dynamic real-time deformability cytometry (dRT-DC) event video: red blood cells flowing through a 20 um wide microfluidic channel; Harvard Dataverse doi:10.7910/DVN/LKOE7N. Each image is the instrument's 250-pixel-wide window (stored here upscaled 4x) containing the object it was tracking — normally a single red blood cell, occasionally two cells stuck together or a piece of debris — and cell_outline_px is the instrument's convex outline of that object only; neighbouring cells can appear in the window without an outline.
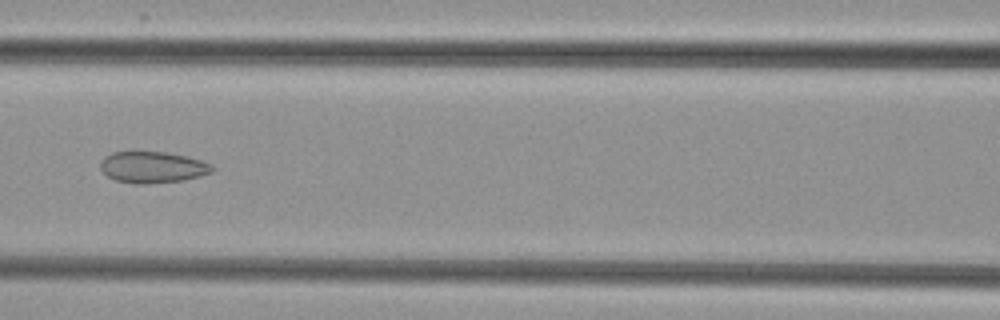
{"species": "common noctule bat (a hibernating species)", "species_latin": "Nyctalus noctula", "temperature_condition": "cold", "stored_images_in_passage": 8, "camera_frame_rate_fps": 3000, "um_per_image_px": 0.085, "animal": {"sex": "female", "body_mass_g": 29.2, "forearm_length_mm": 56.3}, "frame": {"image": 1, "passage_image": 6, "time_ms": 6.0, "image_size_px": [1000, 320], "cell_outline_px": [[216, 168], [212, 172], [200, 176], [180, 180], [144, 184], [136, 184], [116, 180], [108, 176], [100, 168], [100, 160], [104, 156], [112, 152], [164, 152], [188, 156], [212, 164]], "centroid_in_image_um": [12.97, 14.2], "position_along_channel_um": 153.6, "area_um2": 20.4}}
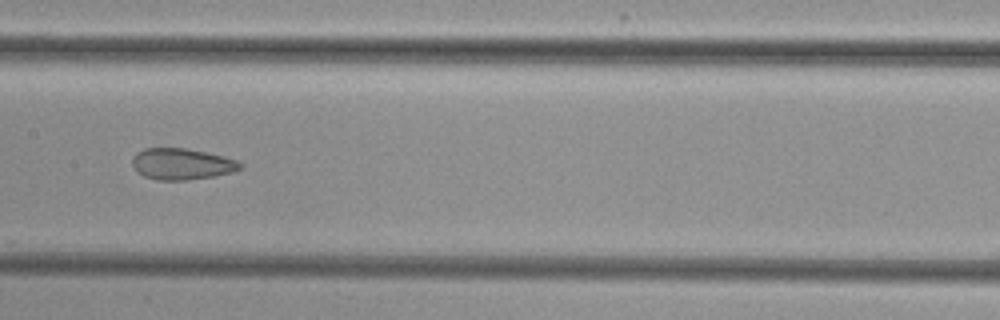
{"frame": {"image": 2, "passage_image": 7, "time_ms": 7.0, "image_size_px": [1000, 320], "cell_outline_px": [[244, 164], [240, 168], [232, 172], [212, 176], [188, 180], [156, 180], [144, 176], [136, 172], [132, 168], [132, 156], [136, 152], [144, 148], [184, 148], [204, 152], [236, 160]], "centroid_in_image_um": [15.37, 13.94], "position_along_channel_um": 192.0, "area_um2": 19.65}}
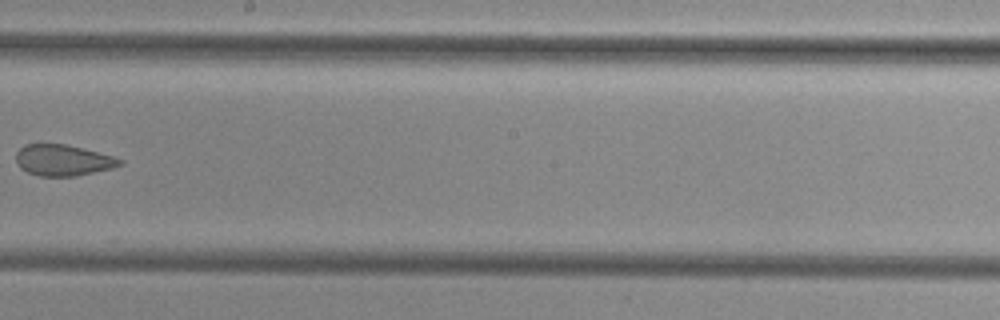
{"frame": {"image": 3, "passage_image": 8, "time_ms": 8.333, "image_size_px": [1000, 320], "cell_outline_px": [[124, 164], [112, 168], [76, 176], [40, 176], [28, 172], [20, 168], [16, 160], [16, 152], [24, 144], [64, 144], [112, 156], [124, 160]], "centroid_in_image_um": [5.34, 13.62], "position_along_channel_um": 242.9, "area_um2": 18.67}}